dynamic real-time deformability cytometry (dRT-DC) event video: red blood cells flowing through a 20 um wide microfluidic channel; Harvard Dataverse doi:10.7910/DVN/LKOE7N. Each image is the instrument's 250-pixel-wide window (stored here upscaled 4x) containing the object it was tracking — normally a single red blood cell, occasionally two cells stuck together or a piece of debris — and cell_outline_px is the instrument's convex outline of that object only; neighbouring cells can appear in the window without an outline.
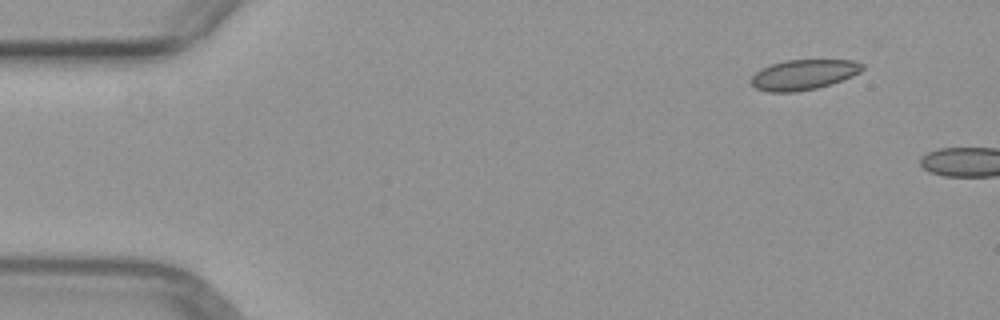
{"species": "common noctule bat (a hibernating species)", "species_latin": "Nyctalus noctula", "temperature_condition": "warm", "stored_images_in_passage": 2, "camera_frame_rate_fps": 3000, "um_per_image_px": 0.085, "animal": {"sex": "female", "body_mass_g": 29.2, "forearm_length_mm": 56.3}, "frame": {"image": 1, "passage_image": 1, "time_ms": 0.0, "image_size_px": [1000, 320], "cell_outline_px": [[864, 68], [860, 72], [852, 76], [832, 84], [816, 88], [796, 92], [768, 92], [756, 88], [752, 84], [752, 76], [760, 68], [784, 60], [852, 60], [864, 64]], "centroid_in_image_um": [68.31, 6.34], "position_along_channel_um": 16.7, "area_um2": 19.59}}